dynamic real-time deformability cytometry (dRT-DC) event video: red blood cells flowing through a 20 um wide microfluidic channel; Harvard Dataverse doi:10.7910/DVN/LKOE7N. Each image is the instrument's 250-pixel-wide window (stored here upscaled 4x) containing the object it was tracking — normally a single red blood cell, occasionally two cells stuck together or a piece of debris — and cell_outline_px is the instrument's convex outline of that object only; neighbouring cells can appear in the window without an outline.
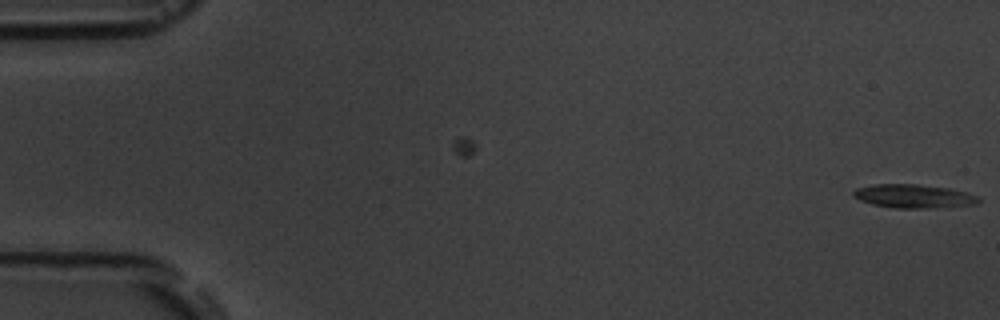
{"species": "common noctule bat (a hibernating species)", "species_latin": "Nyctalus noctula", "temperature_condition": "room temperature", "stored_images_in_passage": 2, "camera_frame_rate_fps": 3000, "um_per_image_px": 0.085, "animal": {"sex": "male", "body_mass_g": 19.5, "forearm_length_mm": 54.6}, "frame": {"image": 1, "passage_image": 2, "time_ms": 1.0, "image_size_px": [1000, 320], "cell_outline_px": [[980, 200], [976, 204], [928, 208], [896, 208], [872, 204], [860, 200], [852, 196], [852, 192], [856, 188], [876, 184], [916, 184], [948, 188], [980, 196]], "centroid_in_image_um": [77.64, 16.67], "position_along_channel_um": 7.4, "area_um2": 17.11}}